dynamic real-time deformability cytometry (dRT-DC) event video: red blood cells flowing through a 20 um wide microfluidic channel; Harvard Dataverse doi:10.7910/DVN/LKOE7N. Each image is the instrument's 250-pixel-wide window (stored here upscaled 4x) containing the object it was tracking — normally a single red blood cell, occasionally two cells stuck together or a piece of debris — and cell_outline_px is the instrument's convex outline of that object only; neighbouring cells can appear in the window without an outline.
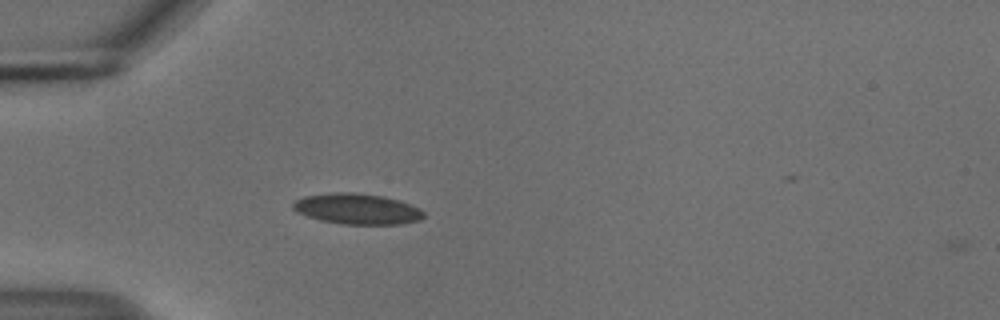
{"species": "common noctule bat (a hibernating species)", "species_latin": "Nyctalus noctula", "temperature_condition": "cold", "stored_images_in_passage": 2, "camera_frame_rate_fps": 3000, "um_per_image_px": 0.085, "animal": {"sex": "male", "body_mass_g": 18.8}, "frame": {"image": 1, "passage_image": 1, "time_ms": 0.0, "image_size_px": [1000, 320], "cell_outline_px": [[424, 216], [420, 220], [400, 224], [340, 224], [320, 220], [296, 212], [292, 208], [292, 204], [296, 200], [304, 196], [336, 192], [352, 192], [384, 196], [400, 200], [420, 208], [424, 212]], "centroid_in_image_um": [30.37, 17.75], "position_along_channel_um": 54.6, "area_um2": 23.47}}